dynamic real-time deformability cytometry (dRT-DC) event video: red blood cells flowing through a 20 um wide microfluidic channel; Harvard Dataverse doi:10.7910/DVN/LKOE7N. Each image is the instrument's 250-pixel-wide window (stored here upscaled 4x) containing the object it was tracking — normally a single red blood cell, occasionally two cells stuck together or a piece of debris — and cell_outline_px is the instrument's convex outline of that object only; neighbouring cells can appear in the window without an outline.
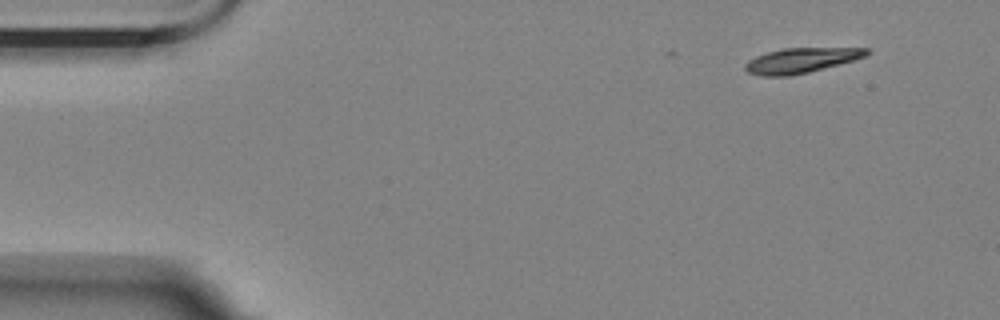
{"species": "Egyptian fruit bat (a non-hibernating species)", "species_latin": "Rousettus aegyptiacus", "temperature_condition": "room temperature", "stored_images_in_passage": 4, "camera_frame_rate_fps": 3000, "um_per_image_px": 0.085, "animal": {"sex": "female"}, "frame": {"image": 1, "passage_image": 1, "time_ms": 0.0, "image_size_px": [1000, 320], "cell_outline_px": [[872, 52], [864, 56], [852, 60], [808, 72], [788, 76], [760, 76], [748, 72], [744, 68], [744, 64], [748, 60], [756, 56], [768, 52], [784, 48], [868, 48]], "centroid_in_image_um": [68.05, 5.13], "position_along_channel_um": 17.0, "area_um2": 17.46}}
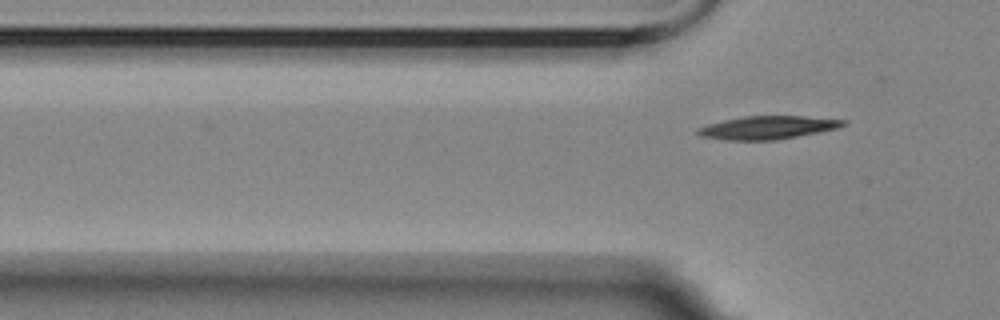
{"frame": {"image": 2, "passage_image": 4, "time_ms": 4.0, "image_size_px": [1000, 320], "cell_outline_px": [[848, 120], [840, 128], [776, 140], [728, 140], [700, 136], [696, 132], [696, 128], [708, 124], [724, 120], [744, 116], [804, 116]], "centroid_in_image_um": [65.25, 10.84], "position_along_channel_um": 60.5, "area_um2": 19.59}}